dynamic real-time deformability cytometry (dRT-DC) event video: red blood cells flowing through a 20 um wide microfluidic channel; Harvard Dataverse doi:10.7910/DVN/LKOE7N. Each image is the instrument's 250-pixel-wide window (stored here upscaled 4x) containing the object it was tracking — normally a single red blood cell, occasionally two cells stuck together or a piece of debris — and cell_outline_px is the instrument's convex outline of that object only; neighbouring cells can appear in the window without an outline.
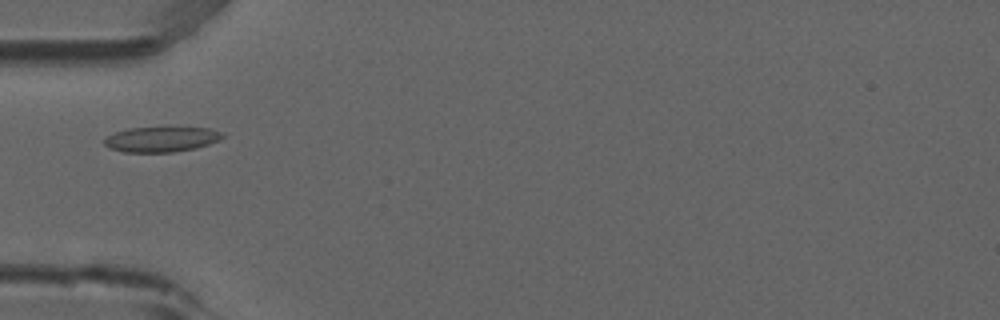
{"species": "common noctule bat (a hibernating species)", "species_latin": "Nyctalus noctula", "temperature_condition": "room temperature", "stored_images_in_passage": 5, "camera_frame_rate_fps": 3000, "um_per_image_px": 0.085, "animal": {"sex": "male", "forearm_length_mm": 52.5}, "frame": {"image": 1, "passage_image": 3, "time_ms": 0.667, "image_size_px": [1000, 320], "cell_outline_px": [[224, 136], [220, 140], [196, 148], [172, 152], [124, 152], [108, 148], [104, 144], [104, 140], [108, 136], [116, 132], [128, 128], [168, 124], [208, 128], [224, 132]], "centroid_in_image_um": [13.76, 11.78], "position_along_channel_um": 71.2, "area_um2": 18.38}}
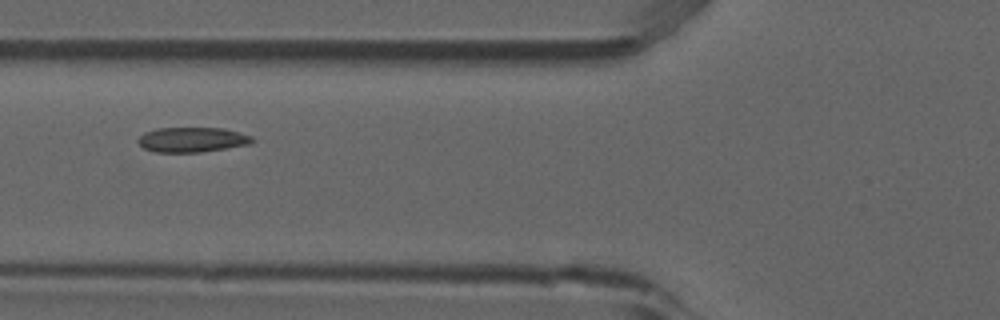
{"frame": {"image": 2, "passage_image": 4, "time_ms": 1.0, "image_size_px": [1000, 320], "cell_outline_px": [[256, 140], [248, 144], [200, 152], [152, 152], [144, 148], [136, 140], [144, 132], [156, 128], [224, 128], [252, 136]], "centroid_in_image_um": [16.3, 11.87], "position_along_channel_um": 109.5, "area_um2": 16.53}}
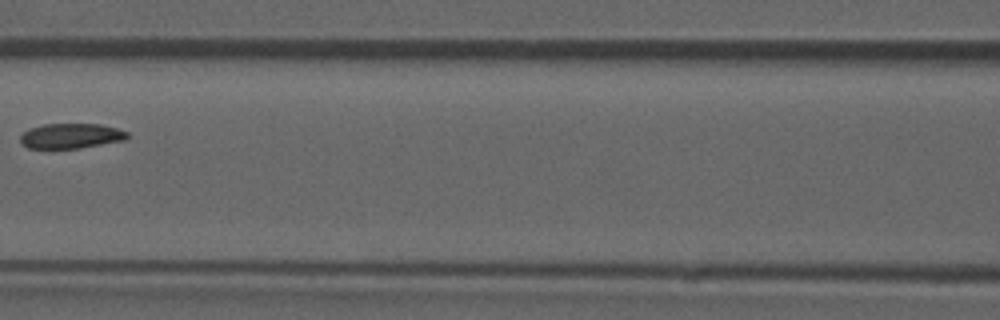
{"frame": {"image": 3, "passage_image": 5, "time_ms": 1.333, "image_size_px": [1000, 320], "cell_outline_px": [[128, 136], [124, 140], [80, 148], [28, 148], [20, 144], [20, 136], [28, 128], [44, 124], [100, 124], [116, 128], [128, 132]], "centroid_in_image_um": [5.99, 11.55], "position_along_channel_um": 160.6, "area_um2": 15.61}}